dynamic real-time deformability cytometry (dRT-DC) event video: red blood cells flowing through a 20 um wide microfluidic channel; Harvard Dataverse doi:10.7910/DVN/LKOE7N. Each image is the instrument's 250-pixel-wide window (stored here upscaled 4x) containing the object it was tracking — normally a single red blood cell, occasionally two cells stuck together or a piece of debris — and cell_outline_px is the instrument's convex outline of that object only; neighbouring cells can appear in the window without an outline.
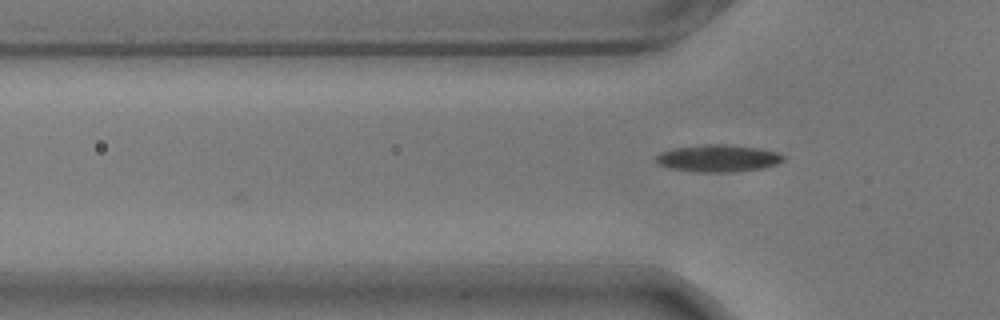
{"species": "common noctule bat (a hibernating species)", "species_latin": "Nyctalus noctula", "temperature_condition": "warm", "stored_images_in_passage": 10, "camera_frame_rate_fps": 3000, "um_per_image_px": 0.085, "animal": {"sex": "male", "body_mass_g": 17.9}, "frame": {"image": 1, "passage_image": 10, "time_ms": 3.0, "image_size_px": [1000, 320], "cell_outline_px": [[784, 160], [776, 164], [764, 168], [732, 172], [704, 172], [672, 168], [660, 164], [656, 160], [656, 156], [660, 152], [672, 148], [704, 144], [732, 144], [760, 148], [776, 152], [784, 156]], "centroid_in_image_um": [61.07, 13.43], "position_along_channel_um": 64.7, "area_um2": 20.11}}